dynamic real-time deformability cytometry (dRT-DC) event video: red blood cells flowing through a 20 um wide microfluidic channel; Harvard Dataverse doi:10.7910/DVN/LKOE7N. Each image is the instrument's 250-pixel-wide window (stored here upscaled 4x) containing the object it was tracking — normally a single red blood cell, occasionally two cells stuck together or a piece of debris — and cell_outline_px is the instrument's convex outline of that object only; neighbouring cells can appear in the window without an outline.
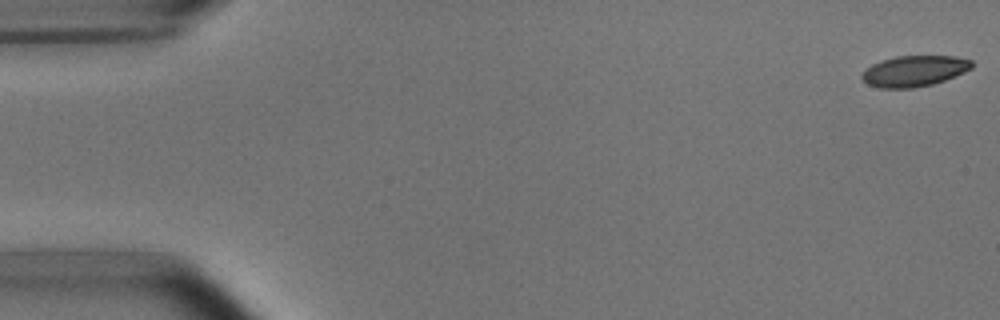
{"species": "common noctule bat (a hibernating species)", "species_latin": "Nyctalus noctula", "temperature_condition": "room temperature", "stored_images_in_passage": 5, "camera_frame_rate_fps": 3000, "um_per_image_px": 0.085, "animal": {"sex": "male", "body_mass_g": 15.6}, "frame": {"image": 1, "passage_image": 1, "time_ms": 0.0, "image_size_px": [1000, 320], "cell_outline_px": [[972, 68], [964, 72], [944, 80], [932, 84], [912, 88], [880, 88], [868, 84], [860, 76], [872, 64], [896, 56], [956, 56], [972, 60]], "centroid_in_image_um": [77.73, 6.03], "position_along_channel_um": 7.3, "area_um2": 19.54}}
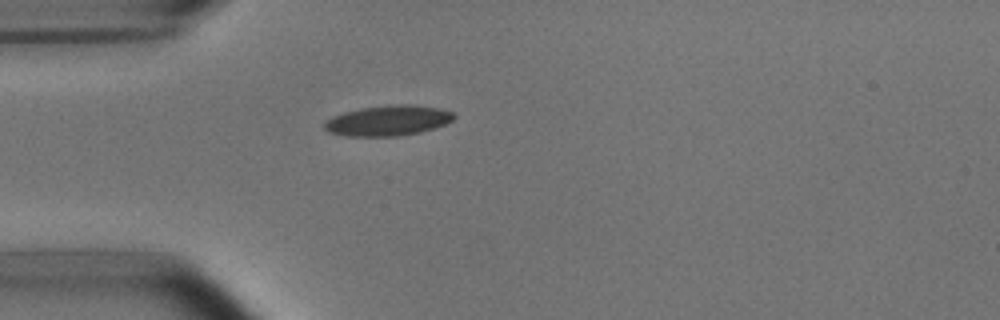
{"frame": {"image": 2, "passage_image": 5, "time_ms": 4.667, "image_size_px": [1000, 320], "cell_outline_px": [[456, 116], [452, 120], [444, 124], [420, 132], [396, 136], [348, 136], [328, 132], [324, 128], [324, 124], [332, 116], [344, 112], [364, 108], [400, 104], [412, 104], [440, 108], [452, 112]], "centroid_in_image_um": [32.98, 10.25], "position_along_channel_um": 52.0, "area_um2": 22.6}}